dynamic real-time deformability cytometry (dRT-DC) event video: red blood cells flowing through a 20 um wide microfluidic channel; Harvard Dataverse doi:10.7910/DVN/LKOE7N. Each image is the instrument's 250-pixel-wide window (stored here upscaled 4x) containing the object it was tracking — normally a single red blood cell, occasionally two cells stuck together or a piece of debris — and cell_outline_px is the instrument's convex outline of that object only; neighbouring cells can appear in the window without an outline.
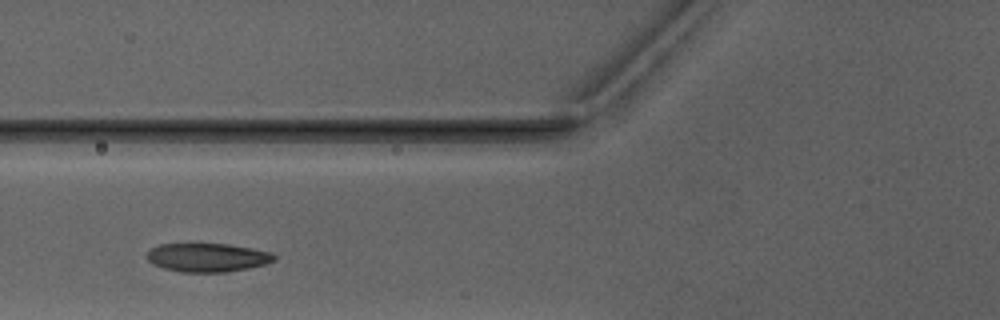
{"species": "Egyptian fruit bat (a non-hibernating species)", "species_latin": "Rousettus aegyptiacus", "temperature_condition": "warm", "stored_images_in_passage": 3, "camera_frame_rate_fps": 3000, "um_per_image_px": 0.085, "animal": {"sex": "male"}, "frame": {"image": 1, "passage_image": 2, "time_ms": 1.333, "image_size_px": [1000, 320], "cell_outline_px": [[276, 260], [264, 264], [248, 268], [224, 272], [180, 272], [164, 268], [152, 264], [144, 256], [152, 248], [160, 244], [228, 244], [252, 248], [272, 252], [276, 256]], "centroid_in_image_um": [17.63, 21.88], "position_along_channel_um": 108.2, "area_um2": 21.27}}
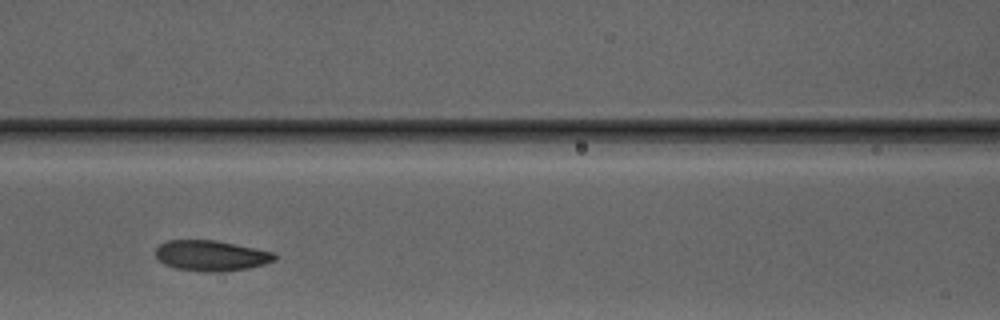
{"frame": {"image": 2, "passage_image": 3, "time_ms": 2.333, "image_size_px": [1000, 320], "cell_outline_px": [[276, 260], [264, 264], [248, 268], [220, 272], [200, 272], [176, 268], [164, 264], [156, 256], [156, 248], [160, 244], [168, 240], [216, 240], [276, 252]], "centroid_in_image_um": [17.97, 21.73], "position_along_channel_um": 148.6, "area_um2": 21.33}}